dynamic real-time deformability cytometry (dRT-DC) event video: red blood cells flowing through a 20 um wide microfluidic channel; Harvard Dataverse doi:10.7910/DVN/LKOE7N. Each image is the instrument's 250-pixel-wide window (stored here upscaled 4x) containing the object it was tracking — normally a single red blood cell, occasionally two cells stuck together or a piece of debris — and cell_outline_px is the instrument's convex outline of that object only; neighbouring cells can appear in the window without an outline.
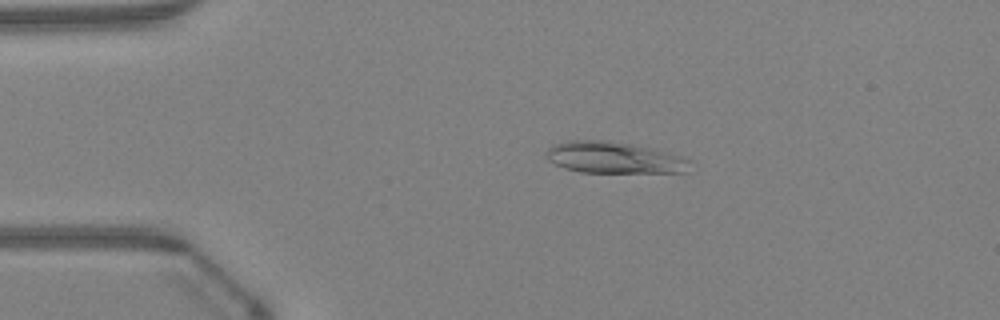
{"species": "Egyptian fruit bat (a non-hibernating species)", "species_latin": "Rousettus aegyptiacus", "temperature_condition": "warm", "stored_images_in_passage": 47, "camera_frame_rate_fps": 3000, "um_per_image_px": 0.085, "animal": {"sex": "female"}, "frame": {"image": 1, "passage_image": 10, "time_ms": 3.0, "image_size_px": [1000, 320], "cell_outline_px": [[692, 160], [684, 172], [580, 172], [564, 168], [548, 160], [544, 152], [552, 144], [568, 140], [608, 140], [632, 144], [680, 156]], "centroid_in_image_um": [52.1, 13.39], "position_along_channel_um": 32.9, "area_um2": 26.18}}
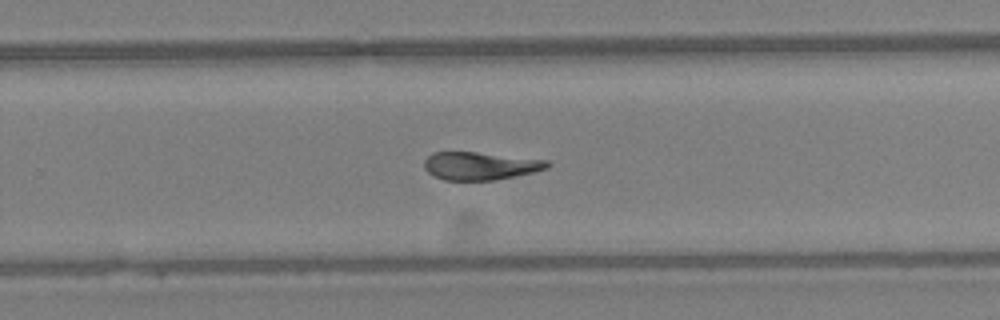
{"frame": {"image": 2, "passage_image": 31, "time_ms": 10.0, "image_size_px": [1000, 320], "cell_outline_px": [[552, 164], [548, 168], [532, 172], [496, 180], [444, 180], [432, 176], [424, 168], [424, 160], [432, 152], [476, 152], [548, 160]], "centroid_in_image_um": [40.8, 14.1], "position_along_channel_um": 289.0, "area_um2": 20.06}}
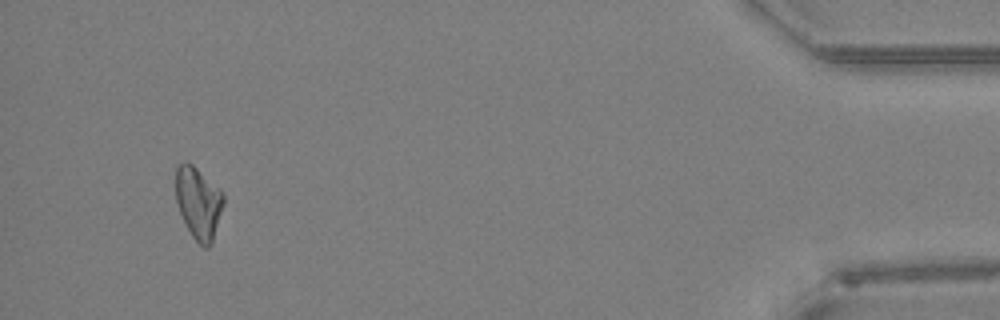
{"frame": {"image": 3, "passage_image": 45, "time_ms": 14.667, "image_size_px": [1000, 320], "cell_outline_px": [[224, 204], [212, 244], [208, 248], [204, 248], [192, 236], [180, 212], [176, 200], [176, 168], [184, 160], [192, 164], [220, 188], [224, 192]], "centroid_in_image_um": [16.89, 17.23], "position_along_channel_um": 418.3, "area_um2": 20.11}, "authors_computed_cell_mechanics": {"area_um2": 20.9814, "velocity_mm_per_s": 4.3327, "shape_relaxation_time_tau1_ms": null, "shape_relaxation_time_tau2_ms": 3.4817, "deformation_change_tau1": null, "deformation_change_tau2": 0.1002}}